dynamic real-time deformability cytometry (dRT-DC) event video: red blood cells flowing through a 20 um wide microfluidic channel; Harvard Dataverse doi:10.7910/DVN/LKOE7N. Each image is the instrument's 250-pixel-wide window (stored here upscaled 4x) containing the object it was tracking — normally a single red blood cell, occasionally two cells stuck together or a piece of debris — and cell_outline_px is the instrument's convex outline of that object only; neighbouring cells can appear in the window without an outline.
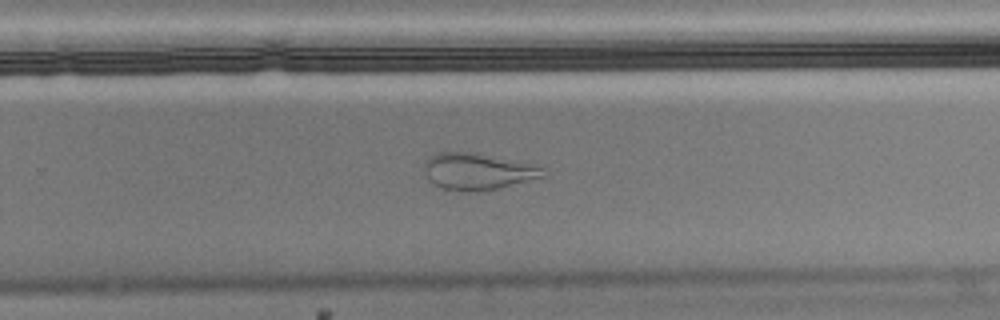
{"species": "Egyptian fruit bat (a non-hibernating species)", "species_latin": "Rousettus aegyptiacus", "temperature_condition": "cold", "stored_images_in_passage": 40, "camera_frame_rate_fps": 3000, "um_per_image_px": 0.085, "animal": {"sex": "male"}, "frame": {"image": 1, "passage_image": 23, "time_ms": 7.333, "image_size_px": [1000, 320], "cell_outline_px": [[544, 176], [500, 188], [444, 188], [432, 184], [428, 180], [424, 172], [424, 160], [436, 152], [476, 152], [536, 164], [544, 168]], "centroid_in_image_um": [40.6, 14.5], "position_along_channel_um": 289.2, "area_um2": 24.85}, "authors_computed_cell_mechanics": {"area_um2": 23.9581, "velocity_mm_per_s": 3.6022, "shape_relaxation_time_tau1_ms": null, "shape_relaxation_time_tau2_ms": 2.1651, "deformation_change_tau1": null, "deformation_change_tau2": 0.0923}}